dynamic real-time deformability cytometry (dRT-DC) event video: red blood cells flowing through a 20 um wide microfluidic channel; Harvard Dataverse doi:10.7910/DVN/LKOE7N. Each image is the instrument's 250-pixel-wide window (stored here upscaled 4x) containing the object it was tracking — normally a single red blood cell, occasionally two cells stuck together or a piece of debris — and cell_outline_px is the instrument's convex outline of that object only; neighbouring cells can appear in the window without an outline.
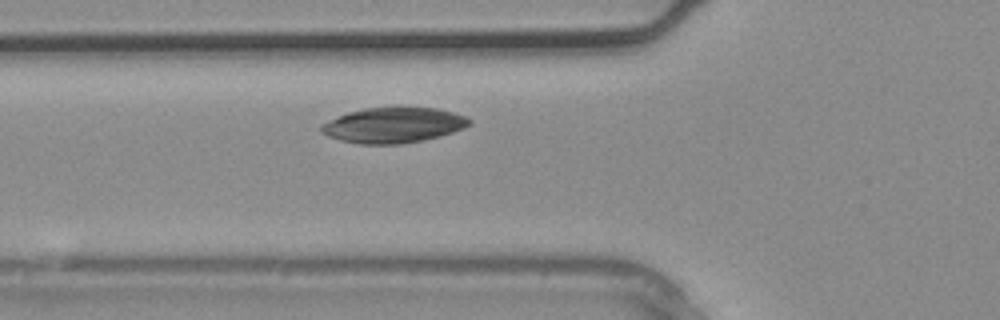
{"species": "common noctule bat (a hibernating species)", "species_latin": "Nyctalus noctula", "temperature_condition": "warm", "stored_images_in_passage": 4, "camera_frame_rate_fps": 3000, "um_per_image_px": 0.085, "animal": {"sex": "male", "body_mass_g": 20.4}, "frame": {"image": 1, "passage_image": 4, "time_ms": 1.0, "image_size_px": [1000, 320], "cell_outline_px": [[472, 124], [464, 128], [440, 136], [424, 140], [400, 144], [360, 144], [340, 140], [328, 136], [320, 132], [320, 128], [324, 124], [348, 112], [364, 108], [396, 104], [400, 104], [436, 108], [452, 112], [464, 116], [472, 120]], "centroid_in_image_um": [33.49, 10.6], "position_along_channel_um": 92.3, "area_um2": 31.27}}